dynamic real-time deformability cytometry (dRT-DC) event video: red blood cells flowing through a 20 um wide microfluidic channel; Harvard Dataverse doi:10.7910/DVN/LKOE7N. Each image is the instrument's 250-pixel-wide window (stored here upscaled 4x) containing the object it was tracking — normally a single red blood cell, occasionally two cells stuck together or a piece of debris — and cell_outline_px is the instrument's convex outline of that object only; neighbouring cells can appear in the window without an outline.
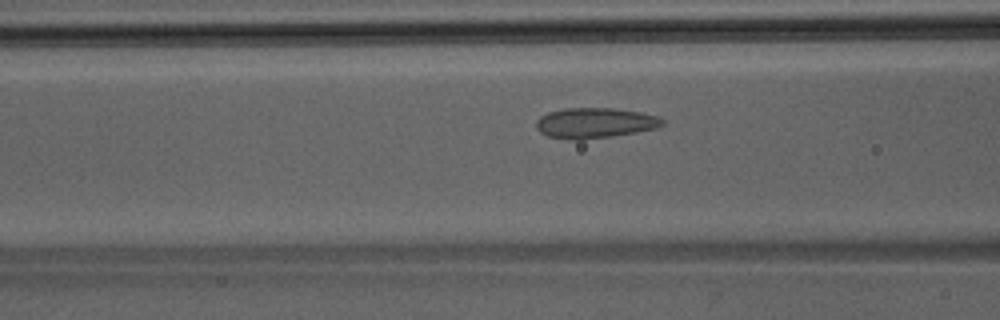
{"species": "Egyptian fruit bat (a non-hibernating species)", "species_latin": "Rousettus aegyptiacus", "temperature_condition": "room temperature", "stored_images_in_passage": 33, "camera_frame_rate_fps": 3000, "um_per_image_px": 0.085, "animal": {"sex": "male"}, "frame": {"image": 1, "passage_image": 6, "time_ms": 1.667, "image_size_px": [1000, 320], "cell_outline_px": [[664, 124], [656, 128], [636, 132], [612, 136], [580, 140], [576, 140], [548, 136], [540, 132], [536, 128], [536, 120], [540, 116], [548, 112], [564, 108], [612, 108], [640, 112], [660, 116], [664, 120]], "centroid_in_image_um": [50.56, 10.44], "position_along_channel_um": 116.0, "area_um2": 22.37}}
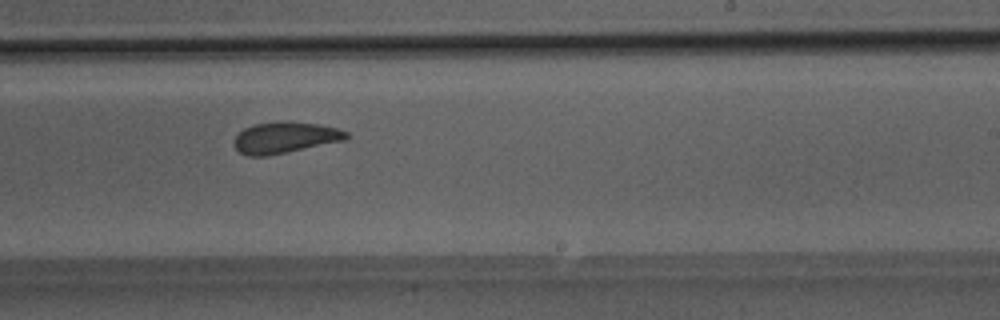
{"frame": {"image": 2, "passage_image": 16, "time_ms": 5.0, "image_size_px": [1000, 320], "cell_outline_px": [[348, 136], [344, 140], [268, 156], [248, 156], [240, 152], [232, 144], [232, 140], [244, 128], [256, 124], [280, 120], [288, 120], [320, 124], [336, 128], [348, 132]], "centroid_in_image_um": [24.19, 11.68], "position_along_channel_um": 264.8, "area_um2": 20.58}}
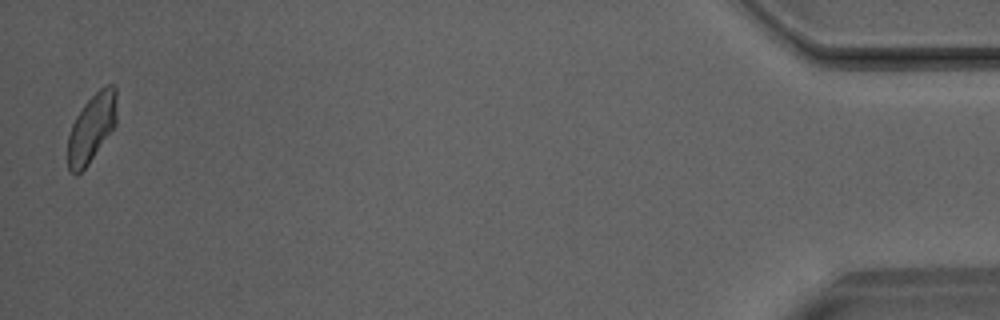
{"frame": {"image": 3, "passage_image": 33, "time_ms": 10.667, "image_size_px": [1000, 320], "cell_outline_px": [[116, 124], [88, 164], [76, 176], [68, 172], [68, 136], [72, 124], [76, 116], [84, 104], [100, 88], [108, 84], [112, 84], [116, 88]], "centroid_in_image_um": [7.77, 10.89], "position_along_channel_um": 427.4, "area_um2": 19.36}}